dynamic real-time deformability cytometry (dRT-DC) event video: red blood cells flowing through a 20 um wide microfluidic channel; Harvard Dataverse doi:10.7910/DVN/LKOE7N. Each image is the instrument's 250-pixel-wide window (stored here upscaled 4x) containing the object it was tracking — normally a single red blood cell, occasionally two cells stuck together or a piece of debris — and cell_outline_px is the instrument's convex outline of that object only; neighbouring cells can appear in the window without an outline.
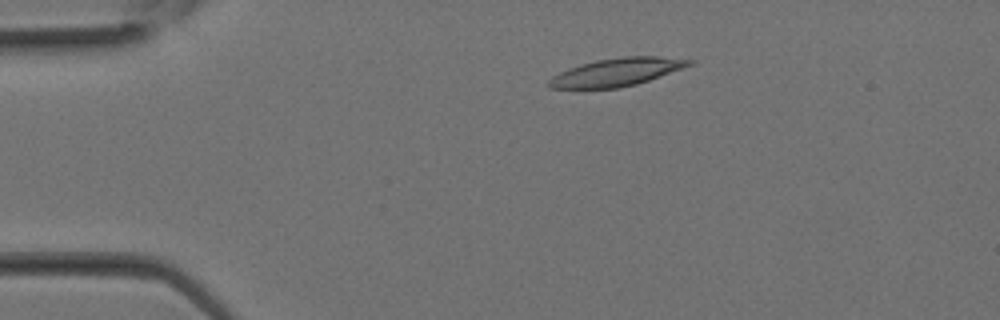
{"species": "Egyptian fruit bat (a non-hibernating species)", "species_latin": "Rousettus aegyptiacus", "temperature_condition": "room temperature", "stored_images_in_passage": 17, "camera_frame_rate_fps": 3000, "um_per_image_px": 0.085, "animal": {"sex": "female"}, "frame": {"image": 1, "passage_image": 6, "time_ms": 1.667, "image_size_px": [1000, 320], "cell_outline_px": [[696, 60], [692, 64], [648, 80], [636, 84], [616, 88], [548, 88], [544, 84], [552, 76], [568, 68], [580, 64], [596, 60], [624, 56], [656, 56]], "centroid_in_image_um": [52.35, 6.13], "position_along_channel_um": 32.7, "area_um2": 22.66}}
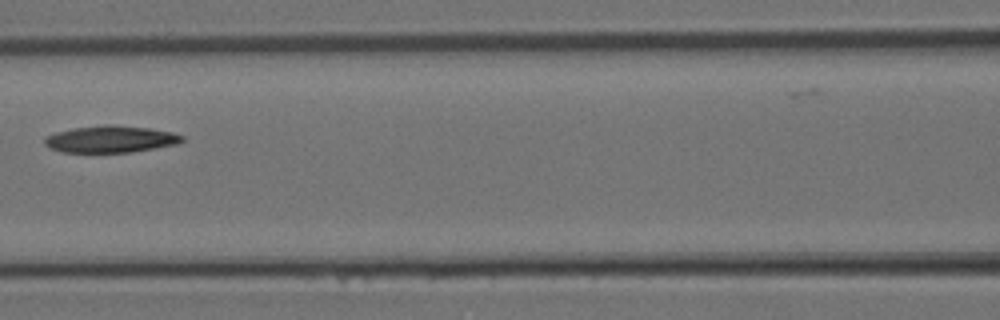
{"frame": {"image": 2, "passage_image": 14, "time_ms": 4.333, "image_size_px": [1000, 320], "cell_outline_px": [[184, 140], [176, 144], [128, 152], [60, 152], [44, 144], [44, 140], [48, 136], [56, 132], [76, 128], [104, 124], [112, 124], [148, 128], [172, 132], [184, 136]], "centroid_in_image_um": [9.41, 11.82], "position_along_channel_um": 157.2, "area_um2": 21.21}}
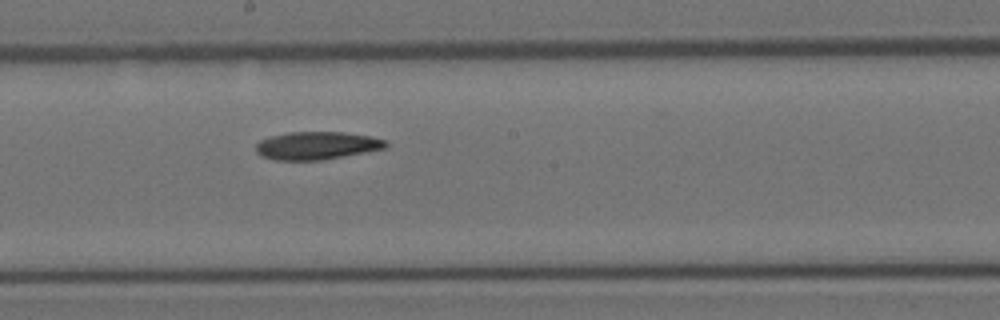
{"frame": {"image": 3, "passage_image": 17, "time_ms": 5.333, "image_size_px": [1000, 320], "cell_outline_px": [[388, 144], [384, 148], [324, 160], [272, 160], [260, 156], [256, 152], [256, 144], [260, 140], [272, 136], [288, 132], [344, 132], [368, 136], [384, 140]], "centroid_in_image_um": [26.86, 12.38], "position_along_channel_um": 221.3, "area_um2": 20.98}}